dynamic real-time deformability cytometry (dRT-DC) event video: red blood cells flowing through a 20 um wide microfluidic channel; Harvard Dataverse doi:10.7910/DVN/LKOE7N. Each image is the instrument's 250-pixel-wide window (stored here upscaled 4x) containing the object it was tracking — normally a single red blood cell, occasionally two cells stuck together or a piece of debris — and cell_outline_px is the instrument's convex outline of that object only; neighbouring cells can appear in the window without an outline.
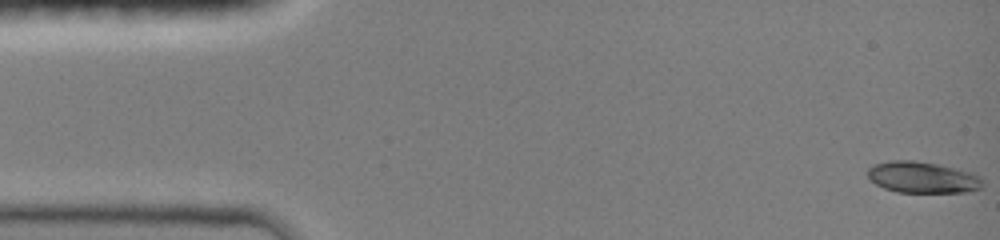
{"species": "common noctule bat (a hibernating species)", "species_latin": "Nyctalus noctula", "temperature_condition": "room temperature", "stored_images_in_passage": 38, "camera_frame_rate_fps": 3000, "um_per_image_px": 0.085, "animal": {"sex": "female", "body_mass_g": 19.0, "forearm_length_mm": 51.5}, "frame": {"image": 1, "passage_image": 1, "time_ms": 0.0, "image_size_px": [1000, 240], "cell_outline_px": [[980, 188], [964, 192], [896, 192], [884, 188], [876, 184], [868, 176], [868, 168], [876, 164], [892, 160], [912, 160], [936, 164], [968, 172], [976, 176], [980, 180]], "centroid_in_image_um": [78.33, 15.08], "position_along_channel_um": 6.7, "area_um2": 20.35}}
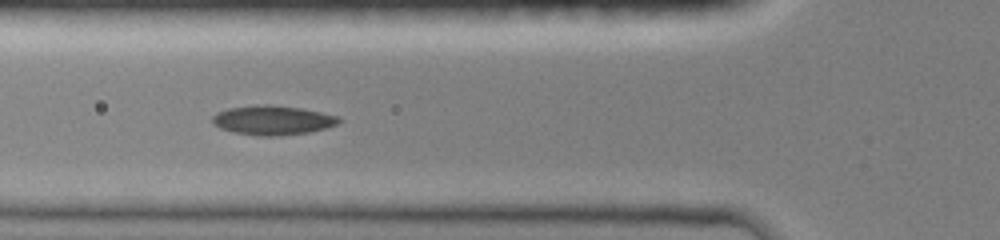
{"frame": {"image": 2, "passage_image": 26, "time_ms": 5.333, "image_size_px": [1000, 240], "cell_outline_px": [[340, 120], [336, 124], [324, 128], [308, 132], [276, 136], [260, 136], [236, 132], [220, 128], [212, 124], [212, 116], [216, 112], [228, 108], [256, 104], [268, 104], [300, 108], [320, 112], [336, 116]], "centroid_in_image_um": [23.1, 10.2], "position_along_channel_um": 102.7, "area_um2": 21.44}}
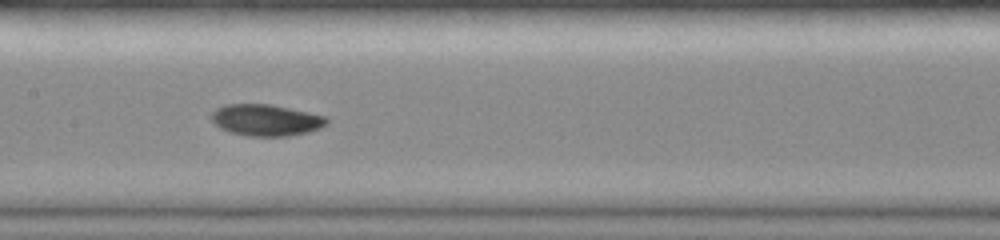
{"frame": {"image": 3, "passage_image": 37, "time_ms": 7.333, "image_size_px": [1000, 240], "cell_outline_px": [[328, 124], [320, 128], [308, 132], [288, 136], [248, 136], [232, 132], [220, 128], [212, 120], [212, 112], [216, 108], [224, 104], [272, 104], [328, 116]], "centroid_in_image_um": [22.65, 10.2], "position_along_channel_um": 184.7, "area_um2": 21.27}}